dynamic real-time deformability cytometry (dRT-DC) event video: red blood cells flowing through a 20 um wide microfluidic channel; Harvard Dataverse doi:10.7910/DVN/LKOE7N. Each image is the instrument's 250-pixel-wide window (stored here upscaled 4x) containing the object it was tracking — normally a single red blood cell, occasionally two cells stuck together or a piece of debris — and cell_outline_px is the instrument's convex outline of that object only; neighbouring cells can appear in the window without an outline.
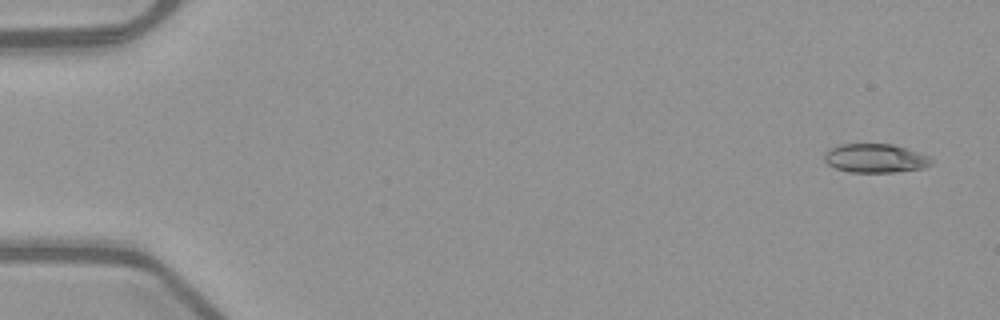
{"species": "common noctule bat (a hibernating species)", "species_latin": "Nyctalus noctula", "temperature_condition": "warm", "stored_images_in_passage": 51, "camera_frame_rate_fps": 3000, "um_per_image_px": 0.085, "animal": {"sex": "female", "body_mass_g": 21.9}, "frame": {"image": 1, "passage_image": 1, "time_ms": 0.0, "image_size_px": [1000, 320], "cell_outline_px": [[932, 164], [924, 168], [892, 172], [848, 172], [836, 168], [828, 164], [824, 160], [824, 152], [840, 144], [892, 144], [928, 156], [932, 160]], "centroid_in_image_um": [74.37, 13.46], "position_along_channel_um": 10.6, "area_um2": 17.8}}
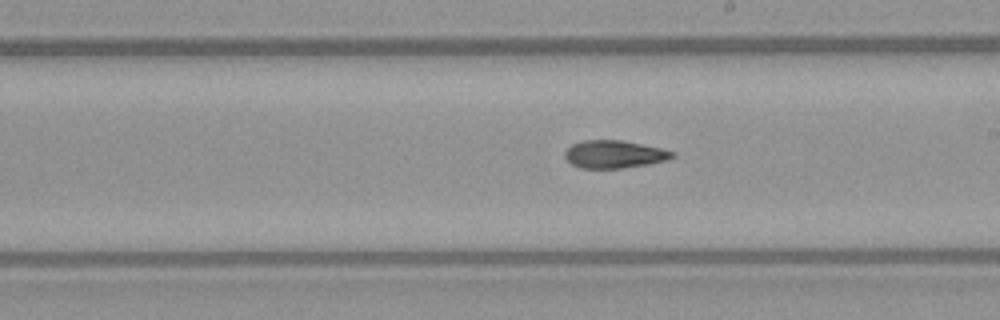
{"frame": {"image": 2, "passage_image": 29, "time_ms": 9.333, "image_size_px": [1000, 320], "cell_outline_px": [[676, 156], [668, 160], [648, 164], [624, 168], [580, 168], [572, 164], [564, 156], [564, 152], [572, 144], [584, 140], [620, 140], [660, 148], [676, 152]], "centroid_in_image_um": [52.23, 13.12], "position_along_channel_um": 236.8, "area_um2": 17.34}}
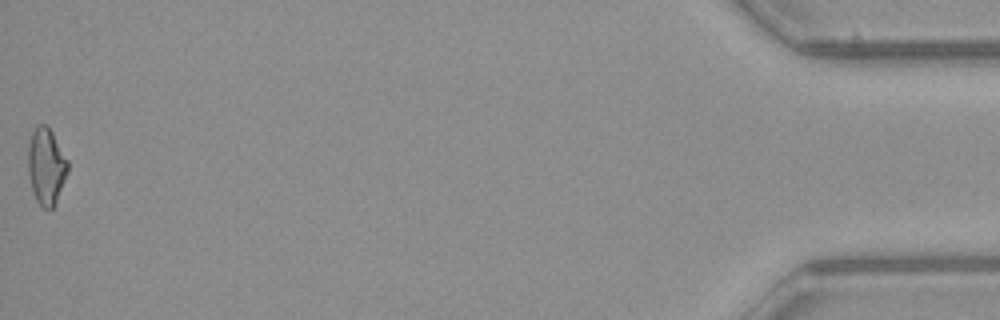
{"frame": {"image": 3, "passage_image": 51, "time_ms": 16.667, "image_size_px": [1000, 320], "cell_outline_px": [[68, 172], [56, 204], [52, 208], [44, 208], [36, 200], [32, 192], [28, 172], [28, 144], [32, 132], [36, 124], [48, 124], [68, 160]], "centroid_in_image_um": [3.93, 14.11], "position_along_channel_um": 431.3, "area_um2": 18.03}, "authors_computed_cell_mechanics": {"area_um2": 17.8024, "velocity_mm_per_s": 3.9978, "shape_relaxation_time_tau1_ms": 4.8385, "shape_relaxation_time_tau2_ms": 3.879, "deformation_change_tau1": 0.1593, "deformation_change_tau2": 0.1169}}